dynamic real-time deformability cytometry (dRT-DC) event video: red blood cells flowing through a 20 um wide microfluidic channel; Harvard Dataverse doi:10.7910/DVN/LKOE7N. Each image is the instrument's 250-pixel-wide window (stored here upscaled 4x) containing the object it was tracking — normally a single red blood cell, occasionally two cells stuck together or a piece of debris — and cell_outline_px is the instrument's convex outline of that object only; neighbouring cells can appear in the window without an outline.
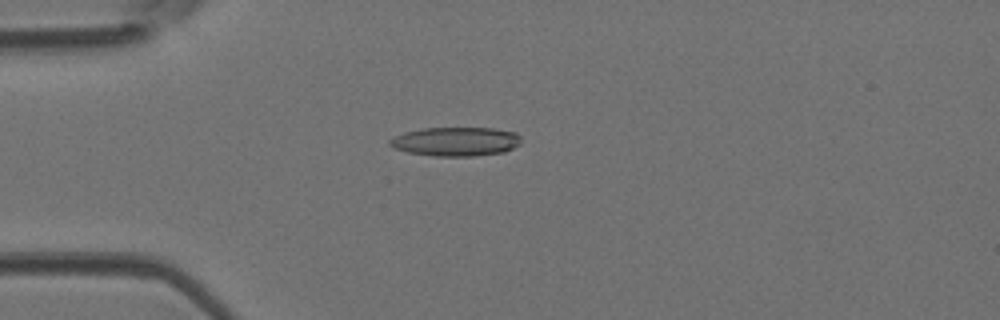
{"species": "Egyptian fruit bat (a non-hibernating species)", "species_latin": "Rousettus aegyptiacus", "temperature_condition": "room temperature", "stored_images_in_passage": 28, "camera_frame_rate_fps": 3000, "um_per_image_px": 0.085, "animal": {"sex": "female"}, "frame": {"image": 1, "passage_image": 6, "time_ms": 1.667, "image_size_px": [1000, 320], "cell_outline_px": [[520, 144], [504, 152], [472, 156], [432, 156], [408, 152], [396, 148], [388, 144], [388, 140], [392, 136], [404, 132], [420, 128], [492, 128], [516, 132], [520, 136]], "centroid_in_image_um": [38.71, 12.02], "position_along_channel_um": 46.3, "area_um2": 22.31}}
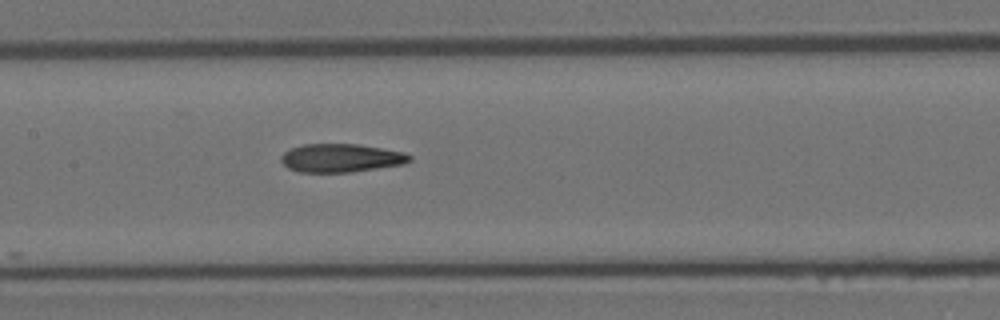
{"frame": {"image": 2, "passage_image": 16, "time_ms": 5.0, "image_size_px": [1000, 320], "cell_outline_px": [[412, 160], [404, 164], [352, 172], [300, 172], [288, 168], [280, 160], [280, 156], [288, 148], [304, 144], [356, 144], [404, 152], [412, 156]], "centroid_in_image_um": [28.96, 13.43], "position_along_channel_um": 178.4, "area_um2": 21.33}}
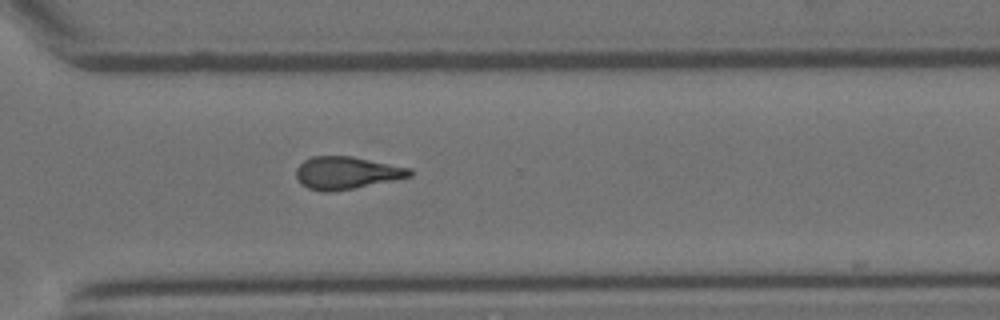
{"frame": {"image": 3, "passage_image": 27, "time_ms": 8.667, "image_size_px": [1000, 320], "cell_outline_px": [[412, 176], [332, 192], [320, 192], [308, 188], [300, 184], [296, 176], [296, 168], [304, 160], [312, 156], [352, 156], [412, 168]], "centroid_in_image_um": [29.42, 14.69], "position_along_channel_um": 341.2, "area_um2": 21.5}}